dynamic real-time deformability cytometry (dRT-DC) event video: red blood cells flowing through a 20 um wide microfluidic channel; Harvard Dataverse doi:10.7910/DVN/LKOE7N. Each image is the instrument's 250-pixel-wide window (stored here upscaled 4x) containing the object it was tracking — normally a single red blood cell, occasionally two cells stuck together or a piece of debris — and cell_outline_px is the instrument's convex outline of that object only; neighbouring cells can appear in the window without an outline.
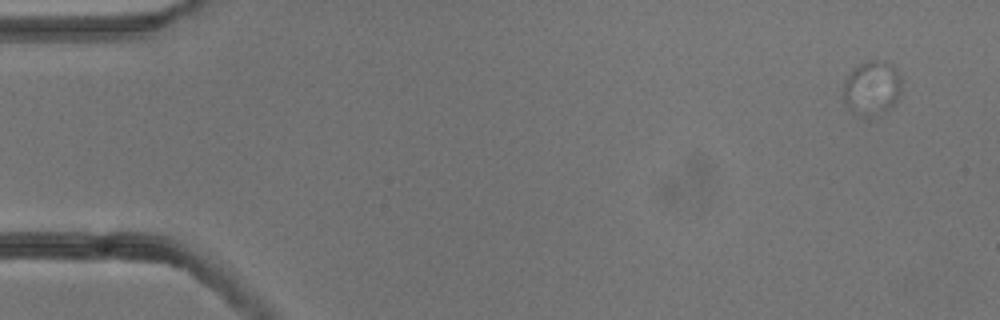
{"species": "common noctule bat (a hibernating species)", "species_latin": "Nyctalus noctula", "temperature_condition": "cold", "stored_images_in_passage": 4, "camera_frame_rate_fps": 3000, "um_per_image_px": 0.085, "animal": {"sex": "male", "body_mass_g": 13.3}, "frame": {"image": 1, "passage_image": 1, "time_ms": 0.0, "image_size_px": [1000, 320], "cell_outline_px": [[900, 92], [896, 100], [884, 112], [872, 120], [856, 116], [844, 100], [844, 80], [852, 68], [868, 60], [876, 60], [892, 64], [900, 76]], "centroid_in_image_um": [74.08, 7.52], "position_along_channel_um": 10.9, "area_um2": 18.67}}